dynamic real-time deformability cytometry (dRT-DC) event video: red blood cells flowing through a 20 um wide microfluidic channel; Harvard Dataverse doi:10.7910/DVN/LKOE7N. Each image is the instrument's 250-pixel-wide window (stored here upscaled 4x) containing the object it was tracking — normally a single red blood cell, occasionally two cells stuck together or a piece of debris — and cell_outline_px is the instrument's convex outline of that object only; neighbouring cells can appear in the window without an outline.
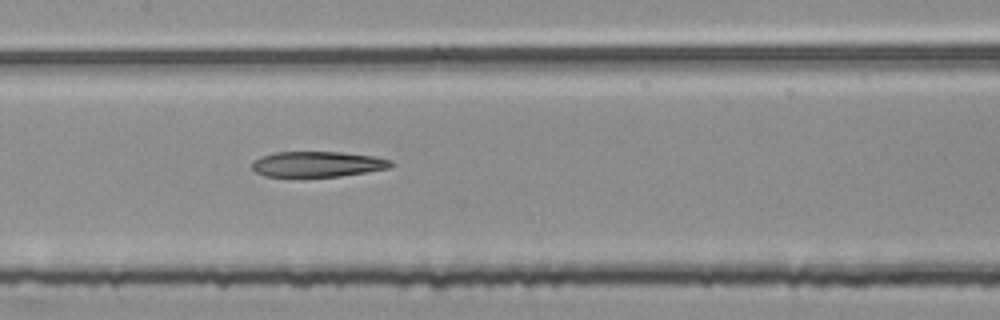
{"species": "common noctule bat (a hibernating species)", "species_latin": "Nyctalus noctula", "temperature_condition": "room temperature", "stored_images_in_passage": 54, "segment_of_instrument_passage": [2, 2], "camera_frame_rate_fps": 3000, "um_per_image_px": 0.085, "animal": {"sex": "female", "body_mass_g": 25.1}, "frame": {"image": 1, "passage_image": 26, "time_ms": 8.333, "image_size_px": [1000, 320], "cell_outline_px": [[396, 164], [388, 168], [340, 176], [264, 176], [256, 172], [252, 168], [252, 160], [260, 156], [276, 152], [340, 152], [372, 156], [392, 160]], "centroid_in_image_um": [26.97, 13.94], "position_along_channel_um": 180.4, "area_um2": 20.52}}
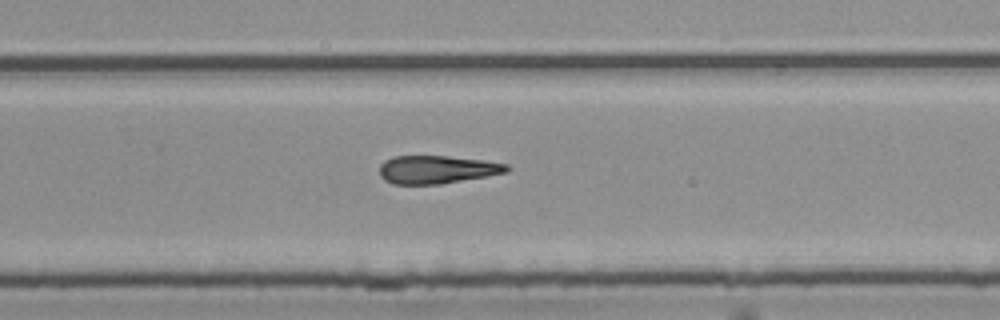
{"frame": {"image": 2, "passage_image": 35, "time_ms": 11.333, "image_size_px": [1000, 320], "cell_outline_px": [[512, 168], [508, 172], [488, 176], [440, 184], [392, 184], [384, 180], [380, 176], [380, 164], [384, 160], [392, 156], [448, 156], [484, 160], [508, 164]], "centroid_in_image_um": [37.15, 14.41], "position_along_channel_um": 292.6, "area_um2": 21.04}}
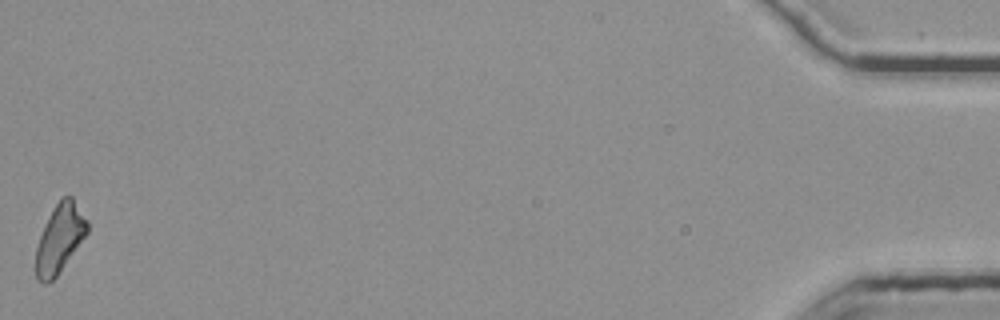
{"frame": {"image": 3, "passage_image": 54, "time_ms": 17.667, "image_size_px": [1000, 320], "cell_outline_px": [[88, 232], [56, 276], [48, 284], [44, 284], [36, 280], [36, 248], [40, 236], [48, 216], [56, 204], [64, 196], [72, 196], [88, 220]], "centroid_in_image_um": [5.07, 20.27], "position_along_channel_um": 430.1, "area_um2": 20.29}}